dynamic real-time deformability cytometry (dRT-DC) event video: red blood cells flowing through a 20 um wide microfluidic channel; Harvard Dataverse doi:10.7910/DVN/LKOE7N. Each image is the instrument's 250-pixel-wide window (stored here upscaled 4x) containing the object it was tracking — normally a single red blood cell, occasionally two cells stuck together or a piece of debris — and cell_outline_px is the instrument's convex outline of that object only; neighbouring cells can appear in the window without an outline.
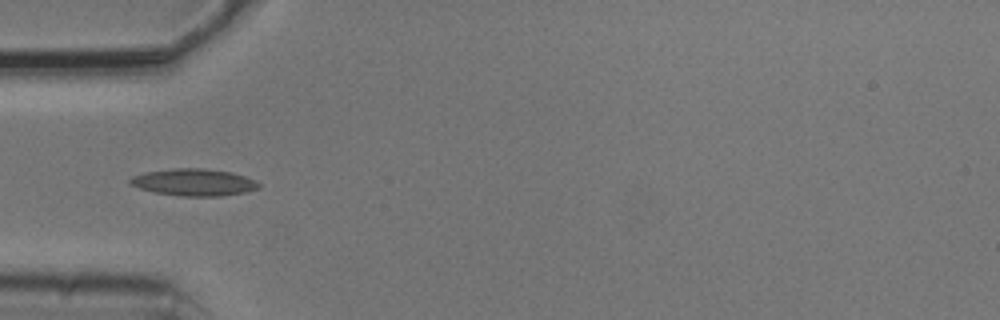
{"species": "common noctule bat (a hibernating species)", "species_latin": "Nyctalus noctula", "temperature_condition": "cold", "stored_images_in_passage": 8, "camera_frame_rate_fps": 3000, "um_per_image_px": 0.085, "animal": {"sex": "male", "body_mass_g": 20.5, "forearm_length_mm": 52.5}, "frame": {"image": 1, "passage_image": 5, "time_ms": 1.333, "image_size_px": [1000, 320], "cell_outline_px": [[260, 188], [248, 192], [220, 196], [180, 196], [156, 192], [140, 188], [132, 184], [128, 180], [132, 176], [144, 172], [172, 168], [200, 168], [232, 172], [256, 180], [260, 184]], "centroid_in_image_um": [16.52, 15.49], "position_along_channel_um": 68.5, "area_um2": 20.29}}
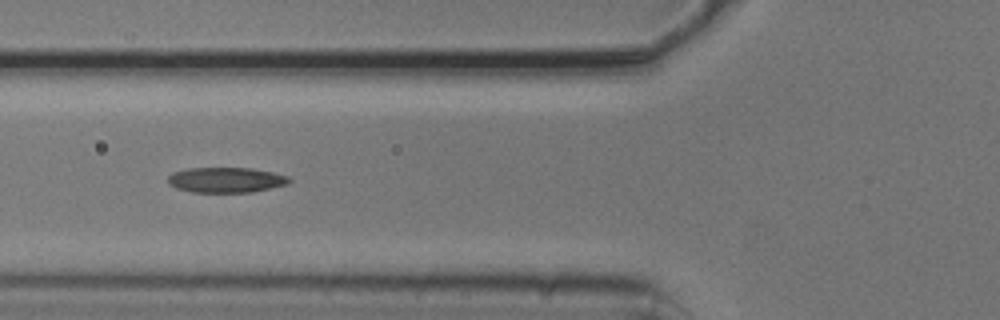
{"frame": {"image": 2, "passage_image": 6, "time_ms": 1.667, "image_size_px": [1000, 320], "cell_outline_px": [[292, 180], [288, 184], [252, 192], [192, 192], [176, 188], [168, 184], [168, 176], [172, 172], [188, 168], [252, 168], [272, 172], [288, 176]], "centroid_in_image_um": [19.2, 15.29], "position_along_channel_um": 106.6, "area_um2": 17.92}}
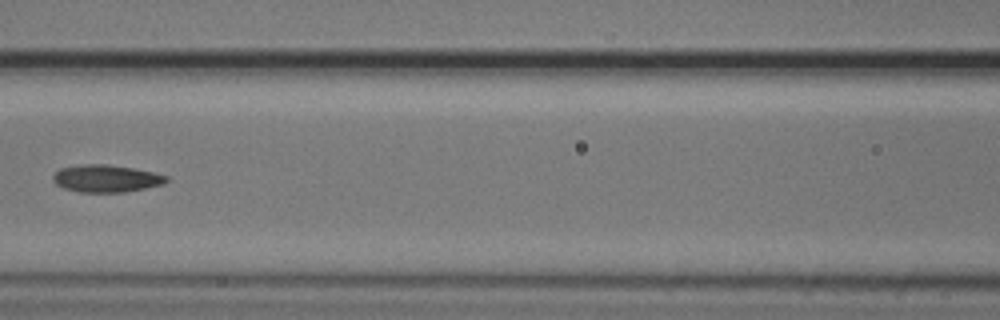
{"frame": {"image": 3, "passage_image": 7, "time_ms": 2.0, "image_size_px": [1000, 320], "cell_outline_px": [[168, 180], [164, 184], [124, 192], [80, 192], [64, 188], [56, 184], [52, 180], [52, 176], [60, 168], [80, 164], [108, 164], [132, 168], [152, 172], [168, 176]], "centroid_in_image_um": [9.0, 15.16], "position_along_channel_um": 157.6, "area_um2": 18.03}}